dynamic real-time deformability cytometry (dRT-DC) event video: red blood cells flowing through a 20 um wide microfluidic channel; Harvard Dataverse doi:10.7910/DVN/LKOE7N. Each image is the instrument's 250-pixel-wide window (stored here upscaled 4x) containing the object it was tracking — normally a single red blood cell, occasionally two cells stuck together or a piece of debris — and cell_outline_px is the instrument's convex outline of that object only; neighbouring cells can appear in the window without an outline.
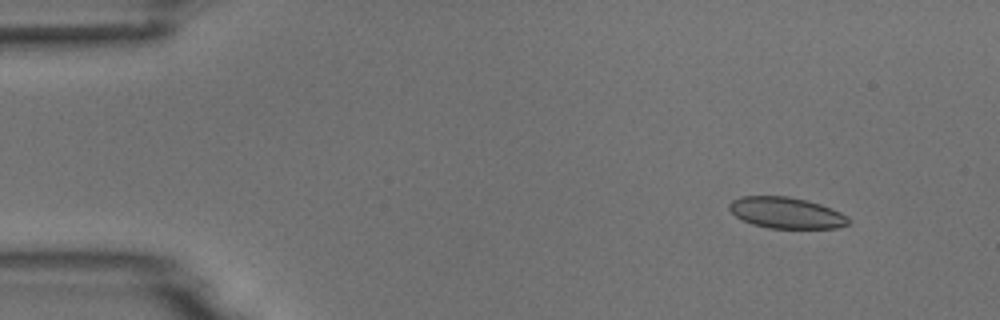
{"species": "common noctule bat (a hibernating species)", "species_latin": "Nyctalus noctula", "temperature_condition": "room temperature", "stored_images_in_passage": 5, "camera_frame_rate_fps": 3000, "um_per_image_px": 0.085, "animal": {"sex": "male", "body_mass_g": 18.8}, "frame": {"image": 1, "passage_image": 2, "time_ms": 1.0, "image_size_px": [1000, 320], "cell_outline_px": [[852, 220], [848, 224], [836, 228], [768, 228], [752, 224], [736, 216], [728, 208], [728, 204], [732, 200], [740, 196], [788, 196], [820, 204], [840, 212], [848, 216]], "centroid_in_image_um": [66.83, 18.09], "position_along_channel_um": 18.2, "area_um2": 21.62}}
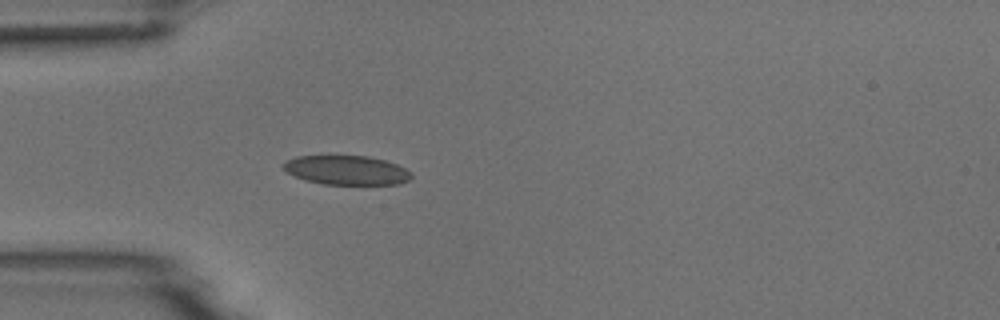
{"frame": {"image": 2, "passage_image": 5, "time_ms": 4.333, "image_size_px": [1000, 320], "cell_outline_px": [[412, 176], [408, 180], [400, 184], [324, 184], [304, 180], [288, 172], [284, 168], [284, 164], [288, 160], [296, 156], [368, 156], [384, 160], [396, 164], [412, 172]], "centroid_in_image_um": [29.49, 14.47], "position_along_channel_um": 55.5, "area_um2": 21.56}}